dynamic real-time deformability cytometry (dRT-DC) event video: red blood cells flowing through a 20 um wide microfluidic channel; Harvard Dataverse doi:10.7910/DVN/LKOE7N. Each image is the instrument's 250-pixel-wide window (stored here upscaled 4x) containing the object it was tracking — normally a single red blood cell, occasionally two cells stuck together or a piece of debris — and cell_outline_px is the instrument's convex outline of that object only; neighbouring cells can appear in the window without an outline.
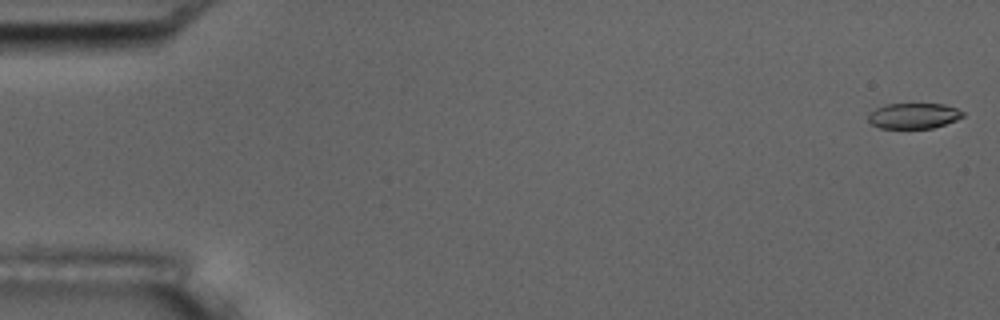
{"species": "common noctule bat (a hibernating species)", "species_latin": "Nyctalus noctula", "temperature_condition": "room temperature", "stored_images_in_passage": 5, "camera_frame_rate_fps": 3000, "um_per_image_px": 0.085, "animal": {"sex": "male", "body_mass_g": 17.5, "forearm_length_mm": 52.3}, "frame": {"image": 1, "passage_image": 1, "time_ms": 0.0, "image_size_px": [1000, 320], "cell_outline_px": [[964, 116], [956, 120], [932, 128], [880, 128], [872, 124], [868, 120], [868, 112], [884, 104], [944, 104], [956, 108], [964, 112]], "centroid_in_image_um": [77.64, 9.84], "position_along_channel_um": 7.4, "area_um2": 14.1}}